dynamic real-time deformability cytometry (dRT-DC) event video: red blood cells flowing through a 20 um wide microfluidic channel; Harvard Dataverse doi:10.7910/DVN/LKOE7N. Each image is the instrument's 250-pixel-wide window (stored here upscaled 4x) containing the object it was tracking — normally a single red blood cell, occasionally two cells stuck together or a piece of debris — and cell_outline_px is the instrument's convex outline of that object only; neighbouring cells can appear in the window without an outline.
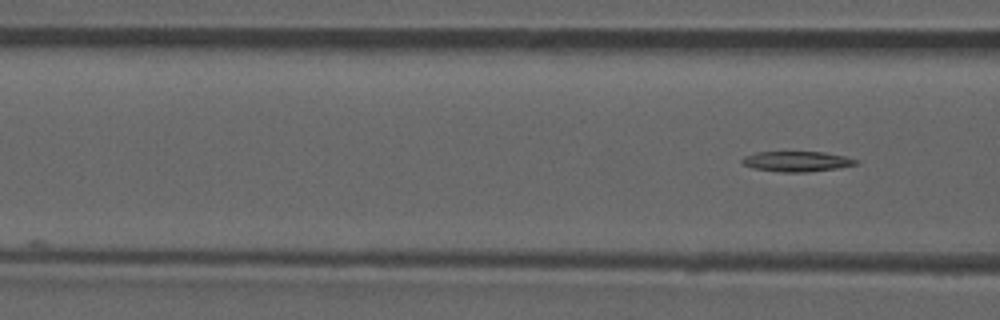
{"species": "common noctule bat (a hibernating species)", "species_latin": "Nyctalus noctula", "temperature_condition": "room temperature", "stored_images_in_passage": 5, "camera_frame_rate_fps": 3000, "um_per_image_px": 0.085, "animal": {"sex": "male", "forearm_length_mm": 52.5}, "frame": {"image": 1, "passage_image": 5, "time_ms": 5.0, "image_size_px": [1000, 320], "cell_outline_px": [[860, 164], [840, 168], [808, 172], [780, 172], [752, 168], [744, 164], [740, 160], [744, 156], [756, 152], [824, 152], [844, 156], [860, 160]], "centroid_in_image_um": [67.78, 13.72], "position_along_channel_um": 98.8, "area_um2": 13.64}}